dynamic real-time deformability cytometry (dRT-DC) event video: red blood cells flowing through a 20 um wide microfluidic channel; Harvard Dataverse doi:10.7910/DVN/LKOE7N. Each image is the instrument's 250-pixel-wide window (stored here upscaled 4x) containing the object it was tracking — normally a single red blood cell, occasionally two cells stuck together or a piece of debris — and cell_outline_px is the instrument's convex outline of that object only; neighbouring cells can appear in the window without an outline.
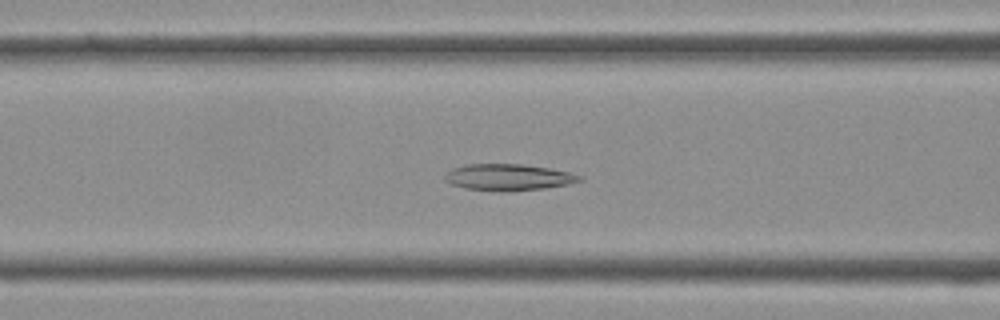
{"species": "Egyptian fruit bat (a non-hibernating species)", "species_latin": "Rousettus aegyptiacus", "temperature_condition": "cold", "stored_images_in_passage": 41, "camera_frame_rate_fps": 3000, "um_per_image_px": 0.085, "frame": {"image": 1, "passage_image": 16, "time_ms": 5.0, "image_size_px": [1000, 320], "cell_outline_px": [[584, 180], [568, 184], [544, 188], [508, 192], [500, 192], [464, 188], [452, 184], [444, 180], [444, 176], [452, 168], [468, 164], [520, 164], [548, 168], [568, 172], [584, 176]], "centroid_in_image_um": [43.21, 15.08], "position_along_channel_um": 123.4, "area_um2": 20.87}}
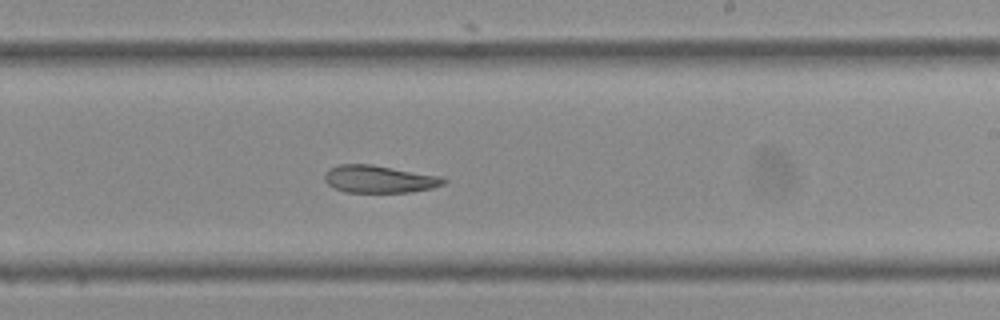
{"frame": {"image": 2, "passage_image": 24, "time_ms": 7.667, "image_size_px": [1000, 320], "cell_outline_px": [[448, 180], [444, 184], [432, 188], [412, 192], [344, 192], [332, 188], [324, 180], [324, 176], [332, 168], [340, 164], [372, 164], [440, 176]], "centroid_in_image_um": [32.24, 15.23], "position_along_channel_um": 256.8, "area_um2": 19.02}}
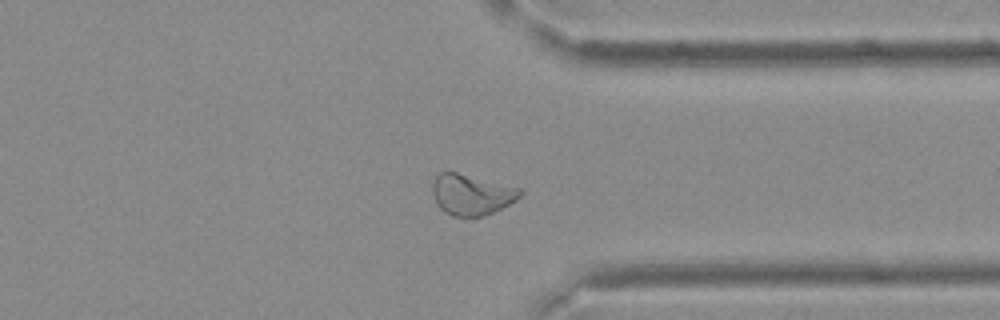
{"frame": {"image": 3, "passage_image": 31, "time_ms": 10.0, "image_size_px": [1000, 320], "cell_outline_px": [[524, 192], [516, 200], [484, 216], [452, 216], [444, 212], [436, 204], [432, 192], [432, 180], [440, 172], [456, 172], [520, 188]], "centroid_in_image_um": [40.04, 16.54], "position_along_channel_um": 371.4, "area_um2": 20.69}}